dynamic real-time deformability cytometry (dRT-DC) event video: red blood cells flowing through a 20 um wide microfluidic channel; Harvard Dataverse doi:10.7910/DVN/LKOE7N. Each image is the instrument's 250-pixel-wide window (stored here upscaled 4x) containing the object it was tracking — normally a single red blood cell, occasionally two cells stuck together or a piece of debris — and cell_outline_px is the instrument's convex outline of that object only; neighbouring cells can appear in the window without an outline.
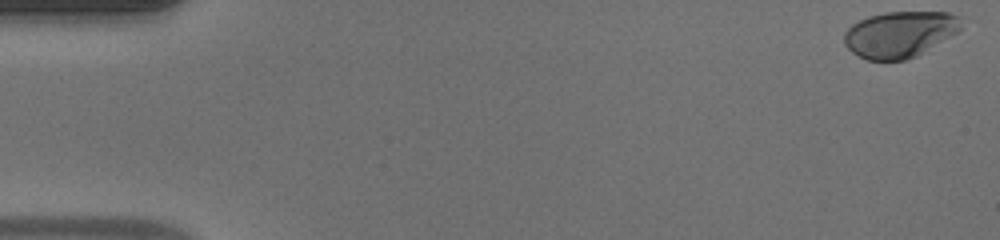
{"species": "human", "species_latin": "Homo sapiens", "temperature_condition": "warm", "stored_images_in_passage": 50, "camera_frame_rate_fps": 3000, "um_per_image_px": 0.085, "donor": {"sex": "male"}, "frame": {"image": 1, "passage_image": 1, "time_ms": 0.0, "image_size_px": [1000, 240], "cell_outline_px": [[960, 32], [916, 56], [904, 60], [868, 60], [852, 52], [844, 44], [844, 32], [852, 24], [868, 16], [884, 12], [948, 12], [960, 16]], "centroid_in_image_um": [76.49, 2.9], "position_along_channel_um": 8.5, "area_um2": 31.56}}
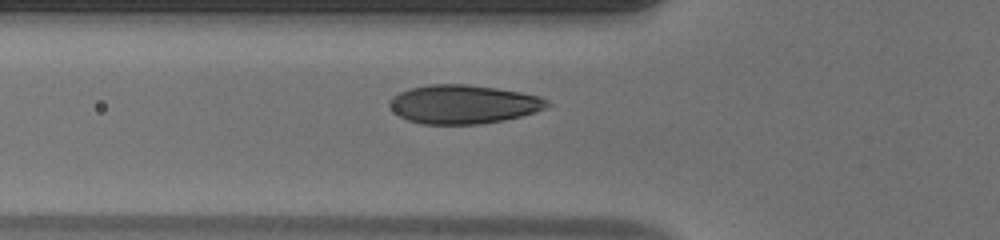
{"frame": {"image": 2, "passage_image": 18, "time_ms": 5.667, "image_size_px": [1000, 240], "cell_outline_px": [[552, 104], [548, 108], [536, 112], [504, 120], [480, 124], [424, 124], [408, 120], [400, 116], [388, 104], [388, 100], [392, 96], [408, 88], [432, 84], [464, 84], [496, 88], [520, 92], [540, 96], [548, 100]], "centroid_in_image_um": [39.41, 8.86], "position_along_channel_um": 86.4, "area_um2": 35.72}}
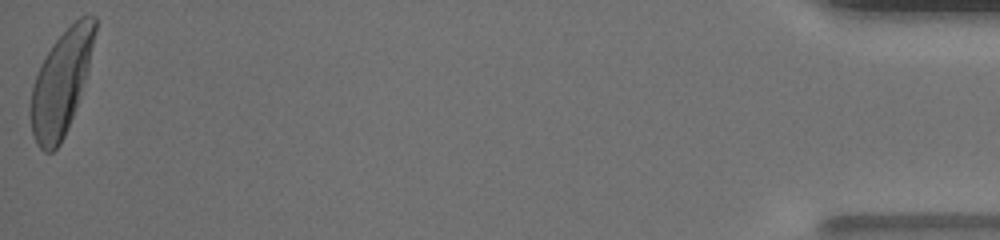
{"frame": {"image": 3, "passage_image": 50, "time_ms": 16.333, "image_size_px": [1000, 240], "cell_outline_px": [[96, 32], [88, 68], [72, 116], [64, 136], [60, 144], [52, 152], [44, 152], [36, 144], [32, 132], [28, 112], [32, 84], [40, 64], [52, 44], [80, 16], [96, 16]], "centroid_in_image_um": [5.15, 7.07], "position_along_channel_um": 430.0, "area_um2": 38.55}, "authors_computed_cell_mechanics": {"area_um2": 35.7782, "velocity_mm_per_s": 4.1231, "shape_relaxation_time_tau1_ms": 2.5932, "shape_relaxation_time_tau2_ms": null, "deformation_change_tau1": 0.18, "deformation_change_tau2": null}}